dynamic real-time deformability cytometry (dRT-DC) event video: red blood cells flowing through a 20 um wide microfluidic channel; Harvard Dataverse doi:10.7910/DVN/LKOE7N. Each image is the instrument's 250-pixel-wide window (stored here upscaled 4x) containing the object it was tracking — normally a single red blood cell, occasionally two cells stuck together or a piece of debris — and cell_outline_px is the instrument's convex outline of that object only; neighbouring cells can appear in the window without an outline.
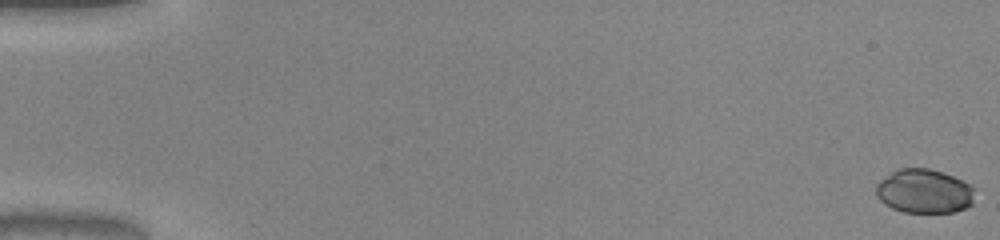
{"species": "common noctule bat (a hibernating species)", "species_latin": "Nyctalus noctula", "temperature_condition": "warm", "stored_images_in_passage": 52, "camera_frame_rate_fps": 3000, "um_per_image_px": 0.085, "animal": {"sex": "male", "body_mass_g": 20.0, "forearm_length_mm": 53.3}, "frame": {"image": 1, "passage_image": 1, "time_ms": 0.0, "image_size_px": [1000, 240], "cell_outline_px": [[976, 188], [972, 204], [964, 208], [952, 212], [904, 212], [892, 208], [884, 204], [876, 196], [876, 184], [880, 180], [896, 168], [928, 168], [952, 176]], "centroid_in_image_um": [78.53, 16.25], "position_along_channel_um": 6.5, "area_um2": 25.37}}
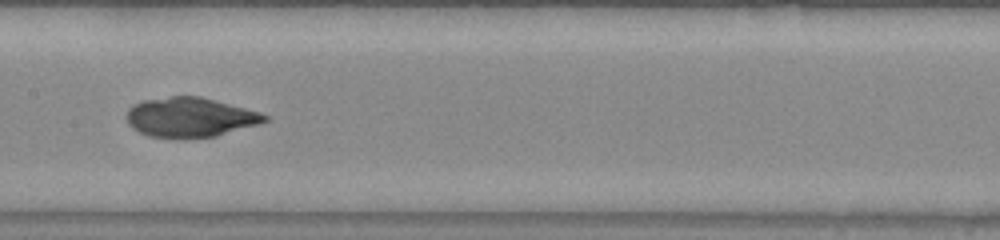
{"frame": {"image": 2, "passage_image": 28, "time_ms": 9.0, "image_size_px": [1000, 240], "cell_outline_px": [[268, 120], [260, 124], [216, 136], [184, 140], [148, 136], [132, 128], [128, 124], [124, 116], [128, 108], [132, 104], [144, 100], [172, 96], [200, 96], [260, 112], [268, 116]], "centroid_in_image_um": [16.12, 9.99], "position_along_channel_um": 191.3, "area_um2": 32.48}}
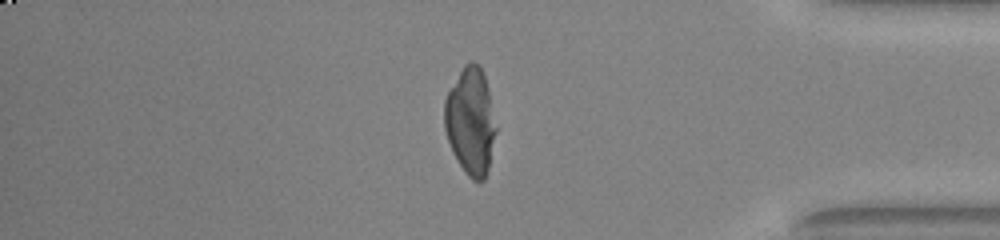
{"frame": {"image": 3, "passage_image": 45, "time_ms": 14.667, "image_size_px": [1000, 240], "cell_outline_px": [[496, 132], [488, 172], [484, 180], [472, 180], [464, 172], [452, 152], [444, 128], [444, 100], [448, 92], [464, 64], [468, 60], [472, 60], [480, 68], [484, 76], [488, 92], [496, 128]], "centroid_in_image_um": [39.98, 10.34], "position_along_channel_um": 395.2, "area_um2": 31.91}}